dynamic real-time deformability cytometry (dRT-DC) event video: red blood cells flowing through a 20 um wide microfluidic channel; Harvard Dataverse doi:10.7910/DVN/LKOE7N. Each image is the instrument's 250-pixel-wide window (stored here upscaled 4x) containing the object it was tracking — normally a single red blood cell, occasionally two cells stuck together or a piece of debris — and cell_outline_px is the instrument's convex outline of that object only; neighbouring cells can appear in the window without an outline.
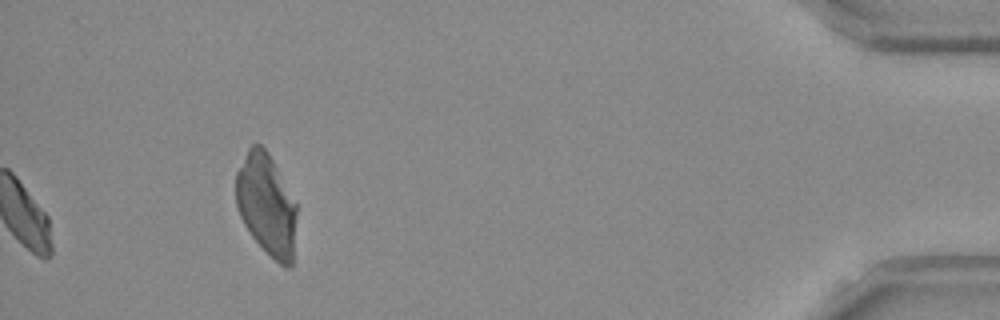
{"species": "Egyptian fruit bat (a non-hibernating species)", "species_latin": "Rousettus aegyptiacus", "temperature_condition": "room temperature", "stored_images_in_passage": 41, "camera_frame_rate_fps": 3000, "um_per_image_px": 0.085, "frame": {"image": 1, "passage_image": 41, "time_ms": 13.333, "image_size_px": [1000, 320], "cell_outline_px": [[296, 216], [292, 268], [284, 268], [252, 236], [244, 224], [240, 216], [236, 204], [236, 172], [248, 148], [252, 144], [260, 144], [268, 152], [296, 204]], "centroid_in_image_um": [22.64, 17.39], "position_along_channel_um": 412.6, "area_um2": 35.49}}